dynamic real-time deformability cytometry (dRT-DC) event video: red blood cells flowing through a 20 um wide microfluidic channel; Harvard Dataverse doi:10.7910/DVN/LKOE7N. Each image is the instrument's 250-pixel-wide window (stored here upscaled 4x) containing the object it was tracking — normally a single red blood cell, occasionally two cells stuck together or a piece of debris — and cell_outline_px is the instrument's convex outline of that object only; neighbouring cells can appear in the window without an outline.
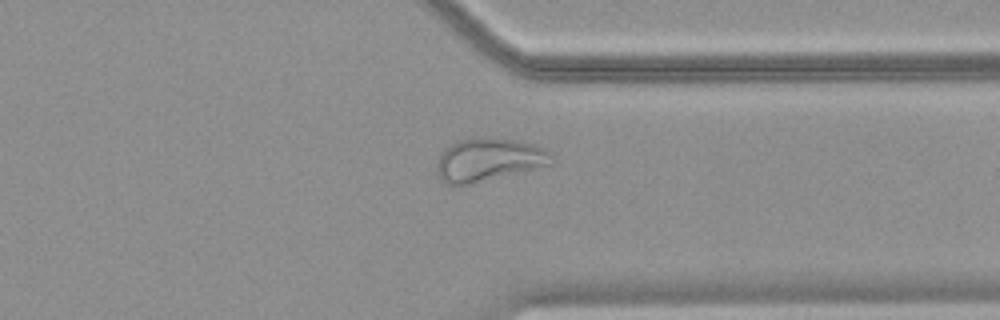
{"species": "common noctule bat (a hibernating species)", "species_latin": "Nyctalus noctula", "temperature_condition": "warm", "stored_images_in_passage": 48, "camera_frame_rate_fps": 3000, "um_per_image_px": 0.085, "animal": {"sex": "female", "body_mass_g": 18.4}, "frame": {"image": 1, "passage_image": 37, "time_ms": 12.0, "image_size_px": [1000, 320], "cell_outline_px": [[556, 160], [552, 164], [468, 184], [444, 184], [440, 176], [440, 156], [444, 148], [456, 140], [516, 140], [536, 144], [552, 152]], "centroid_in_image_um": [41.63, 13.58], "position_along_channel_um": 369.8, "area_um2": 27.69}}
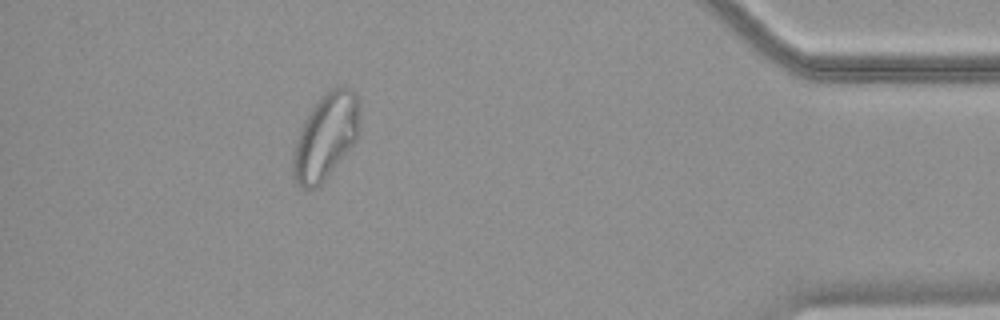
{"frame": {"image": 2, "passage_image": 43, "time_ms": 14.0, "image_size_px": [1000, 320], "cell_outline_px": [[360, 128], [356, 140], [324, 180], [316, 188], [300, 188], [292, 180], [292, 152], [300, 128], [304, 120], [320, 96], [328, 88], [336, 84], [352, 88], [360, 100]], "centroid_in_image_um": [27.68, 11.55], "position_along_channel_um": 407.5, "area_um2": 34.04}}